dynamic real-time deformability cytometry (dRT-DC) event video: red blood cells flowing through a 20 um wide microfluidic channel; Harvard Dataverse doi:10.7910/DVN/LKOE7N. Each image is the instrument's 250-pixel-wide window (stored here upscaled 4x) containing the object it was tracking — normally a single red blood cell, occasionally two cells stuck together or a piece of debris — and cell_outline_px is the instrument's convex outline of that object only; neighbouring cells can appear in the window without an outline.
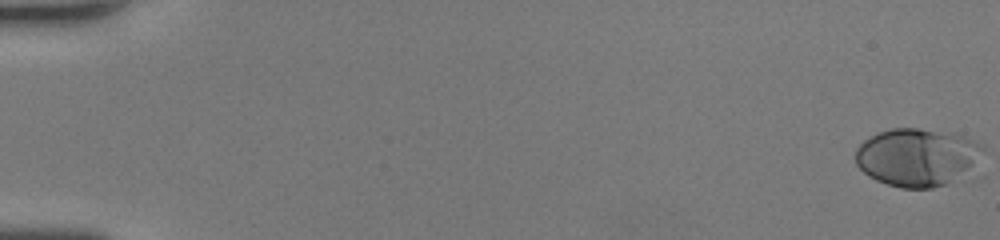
{"species": "human", "species_latin": "Homo sapiens", "temperature_condition": "room temperature", "stored_images_in_passage": 51, "camera_frame_rate_fps": 3000, "um_per_image_px": 0.085, "donor": {"sex": "female"}, "frame": {"image": 1, "passage_image": 1, "time_ms": 0.0, "image_size_px": [1000, 240], "cell_outline_px": [[984, 148], [972, 164], [944, 184], [932, 188], [900, 188], [876, 180], [868, 176], [856, 164], [856, 148], [864, 140], [880, 132], [892, 128], [916, 128], [956, 132], [984, 144]], "centroid_in_image_um": [77.9, 13.32], "position_along_channel_um": 7.1, "area_um2": 42.25}}
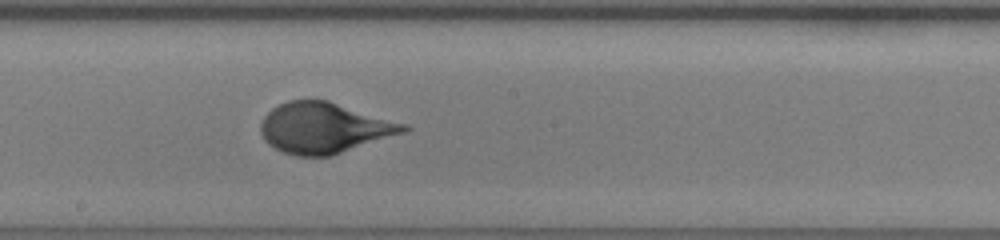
{"frame": {"image": 2, "passage_image": 30, "time_ms": 9.667, "image_size_px": [1000, 240], "cell_outline_px": [[412, 128], [404, 132], [332, 156], [296, 156], [284, 152], [268, 144], [264, 140], [260, 132], [260, 124], [264, 116], [272, 108], [288, 100], [328, 100], [408, 124]], "centroid_in_image_um": [27.56, 10.87], "position_along_channel_um": 220.6, "area_um2": 42.25}}
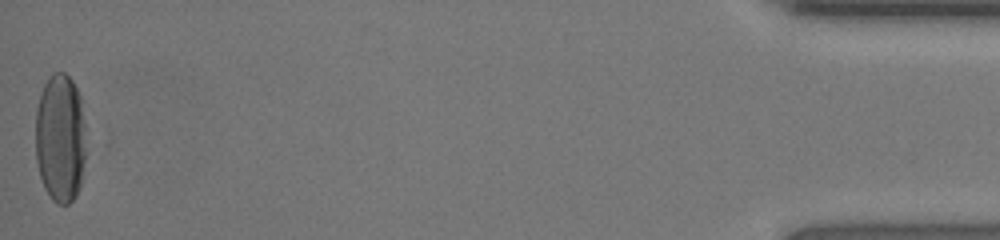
{"frame": {"image": 3, "passage_image": 51, "time_ms": 16.667, "image_size_px": [1000, 240], "cell_outline_px": [[84, 160], [80, 188], [76, 196], [68, 204], [56, 204], [52, 200], [44, 188], [40, 176], [36, 160], [36, 108], [44, 84], [48, 76], [52, 72], [64, 72], [72, 80], [80, 96], [84, 120]], "centroid_in_image_um": [5.11, 11.74], "position_along_channel_um": 430.1, "area_um2": 38.15}, "authors_computed_cell_mechanics": {"area_um2": 41.327, "velocity_mm_per_s": 4.2539, "shape_relaxation_time_tau1_ms": 4.0882, "shape_relaxation_time_tau2_ms": null, "deformation_change_tau1": 0.2029, "deformation_change_tau2": null}}